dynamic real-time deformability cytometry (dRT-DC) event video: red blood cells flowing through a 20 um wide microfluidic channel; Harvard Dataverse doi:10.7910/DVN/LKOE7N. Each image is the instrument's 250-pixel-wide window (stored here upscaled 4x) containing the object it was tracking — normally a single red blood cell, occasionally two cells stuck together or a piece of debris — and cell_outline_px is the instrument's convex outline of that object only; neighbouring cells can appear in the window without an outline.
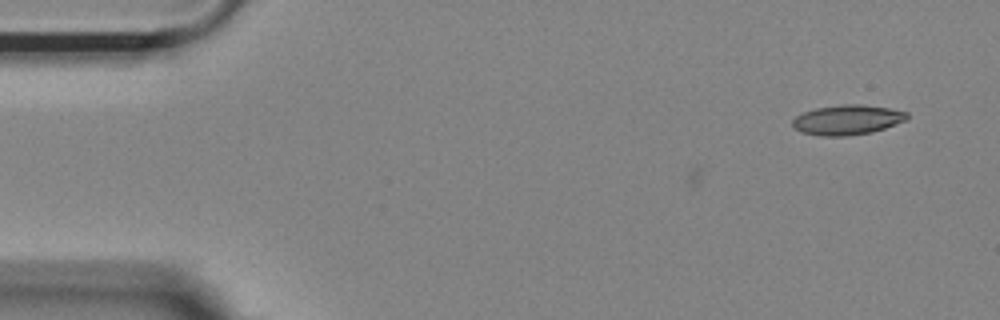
{"species": "Egyptian fruit bat (a non-hibernating species)", "species_latin": "Rousettus aegyptiacus", "temperature_condition": "room temperature", "stored_images_in_passage": 7, "camera_frame_rate_fps": 3000, "um_per_image_px": 0.085, "animal": {"sex": "female"}, "frame": {"image": 1, "passage_image": 7, "time_ms": 2.0, "image_size_px": [1000, 320], "cell_outline_px": [[908, 116], [904, 120], [884, 128], [872, 132], [848, 136], [820, 136], [800, 132], [792, 124], [792, 120], [796, 116], [804, 112], [816, 108], [840, 104], [860, 104], [888, 108], [908, 112]], "centroid_in_image_um": [71.99, 10.19], "position_along_channel_um": 13.0, "area_um2": 19.83}}